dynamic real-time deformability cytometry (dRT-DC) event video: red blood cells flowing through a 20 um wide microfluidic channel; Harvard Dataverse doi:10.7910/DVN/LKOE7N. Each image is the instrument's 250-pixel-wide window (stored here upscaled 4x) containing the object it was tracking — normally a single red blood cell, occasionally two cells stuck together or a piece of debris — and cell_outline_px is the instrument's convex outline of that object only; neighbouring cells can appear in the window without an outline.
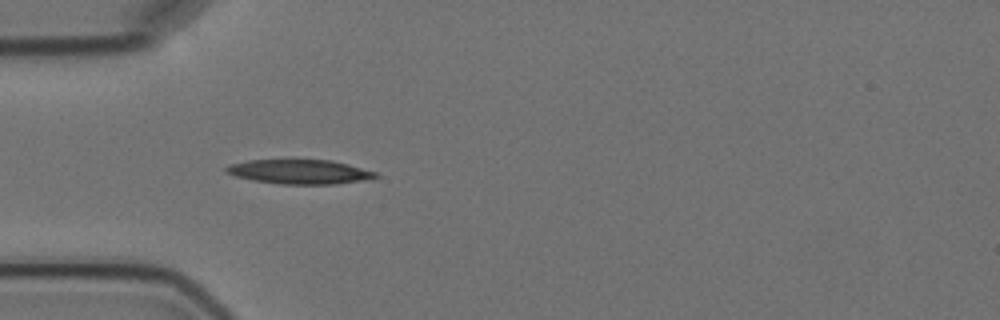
{"species": "Egyptian fruit bat (a non-hibernating species)", "species_latin": "Rousettus aegyptiacus", "temperature_condition": "cold", "stored_images_in_passage": 3, "camera_frame_rate_fps": 3000, "um_per_image_px": 0.085, "animal": {"sex": "female"}, "frame": {"image": 1, "passage_image": 1, "time_ms": 0.0, "image_size_px": [1000, 320], "cell_outline_px": [[380, 176], [364, 180], [336, 184], [280, 184], [252, 180], [236, 176], [224, 172], [224, 168], [228, 164], [248, 160], [332, 160], [348, 164], [376, 172]], "centroid_in_image_um": [25.44, 14.6], "position_along_channel_um": 59.6, "area_um2": 21.27}}
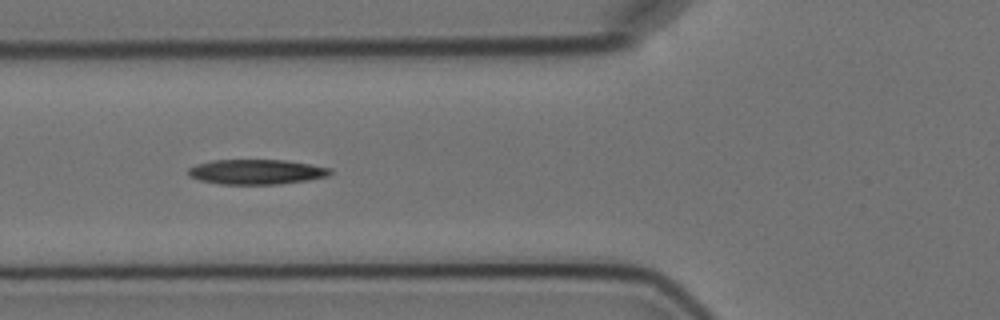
{"frame": {"image": 2, "passage_image": 2, "time_ms": 1.333, "image_size_px": [1000, 320], "cell_outline_px": [[332, 172], [328, 176], [308, 180], [280, 184], [220, 184], [200, 180], [188, 176], [188, 168], [196, 164], [212, 160], [284, 160], [332, 168]], "centroid_in_image_um": [21.78, 14.61], "position_along_channel_um": 104.0, "area_um2": 20.63}}
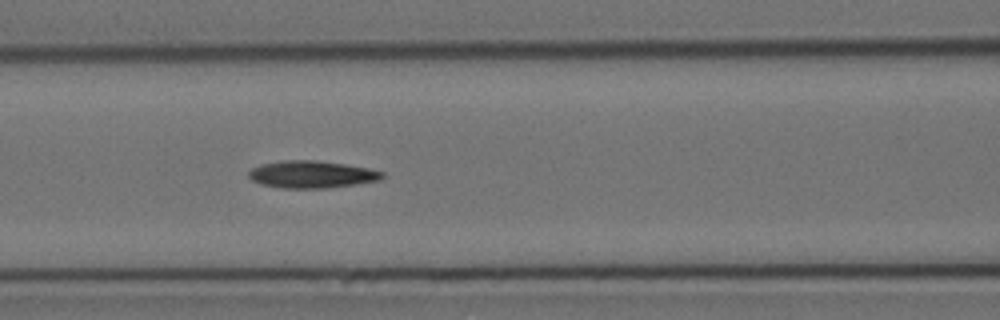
{"frame": {"image": 3, "passage_image": 3, "time_ms": 2.333, "image_size_px": [1000, 320], "cell_outline_px": [[384, 176], [380, 180], [356, 184], [328, 188], [280, 188], [260, 184], [252, 180], [248, 176], [248, 172], [252, 168], [260, 164], [284, 160], [316, 160], [344, 164], [368, 168], [384, 172]], "centroid_in_image_um": [26.47, 14.82], "position_along_channel_um": 140.1, "area_um2": 21.27}}